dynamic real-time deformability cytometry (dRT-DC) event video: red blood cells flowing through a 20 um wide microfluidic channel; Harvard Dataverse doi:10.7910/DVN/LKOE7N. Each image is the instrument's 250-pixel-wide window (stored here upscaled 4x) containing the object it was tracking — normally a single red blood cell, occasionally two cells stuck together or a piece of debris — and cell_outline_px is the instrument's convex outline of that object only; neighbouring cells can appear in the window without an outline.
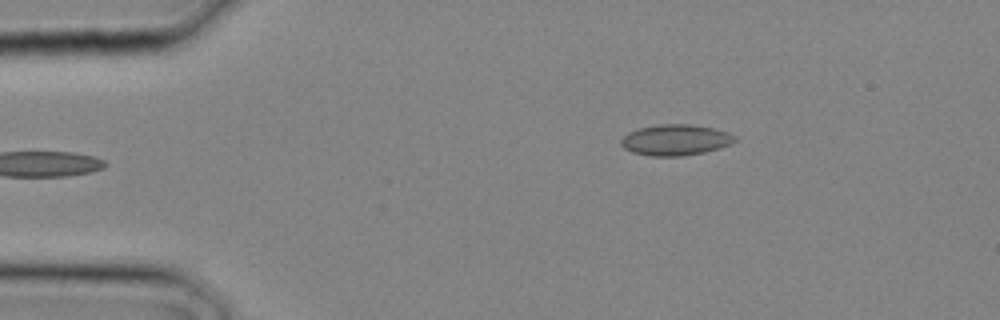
{"species": "common noctule bat (a hibernating species)", "species_latin": "Nyctalus noctula", "temperature_condition": "cold", "stored_images_in_passage": 3, "camera_frame_rate_fps": 3000, "um_per_image_px": 0.085, "animal": {"sex": "male", "body_mass_g": 20.4}, "frame": {"image": 1, "passage_image": 3, "time_ms": 0.667, "image_size_px": [1000, 320], "cell_outline_px": [[736, 140], [732, 144], [720, 148], [704, 152], [680, 156], [652, 156], [632, 152], [624, 148], [620, 144], [620, 140], [628, 132], [640, 128], [660, 124], [692, 124], [712, 128], [728, 132], [736, 136]], "centroid_in_image_um": [57.43, 11.89], "position_along_channel_um": 27.6, "area_um2": 20.52}}